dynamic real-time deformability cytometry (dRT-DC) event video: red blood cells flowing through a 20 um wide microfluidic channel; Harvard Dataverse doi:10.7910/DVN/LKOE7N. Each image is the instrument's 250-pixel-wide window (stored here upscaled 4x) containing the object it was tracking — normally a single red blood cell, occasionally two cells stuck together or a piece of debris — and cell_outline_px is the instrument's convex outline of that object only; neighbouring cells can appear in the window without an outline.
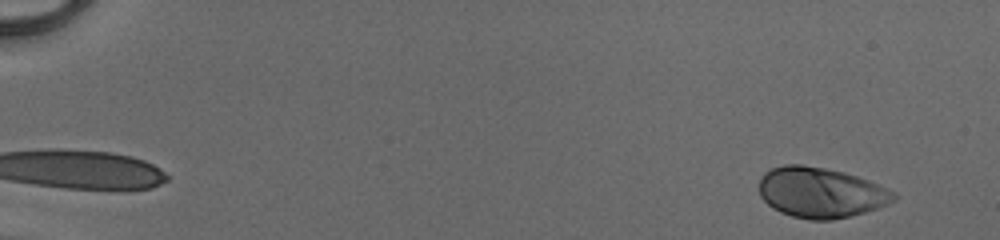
{"species": "human", "species_latin": "Homo sapiens", "temperature_condition": "cold", "stored_images_in_passage": 52, "camera_frame_rate_fps": 3000, "um_per_image_px": 0.085, "donor": {"sex": "male"}, "frame": {"image": 1, "passage_image": 4, "time_ms": 1.0, "image_size_px": [1000, 240], "cell_outline_px": [[896, 200], [888, 204], [864, 212], [832, 220], [808, 220], [792, 216], [780, 212], [772, 208], [760, 196], [760, 176], [764, 172], [772, 168], [784, 164], [804, 164], [844, 172], [868, 180], [896, 192]], "centroid_in_image_um": [69.74, 16.36], "position_along_channel_um": 15.3, "area_um2": 39.59}}
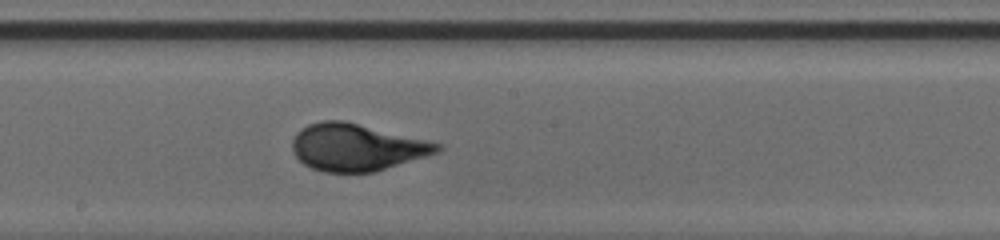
{"frame": {"image": 2, "passage_image": 31, "time_ms": 10.0, "image_size_px": [1000, 240], "cell_outline_px": [[444, 148], [440, 152], [428, 156], [376, 172], [324, 172], [312, 168], [304, 164], [292, 152], [292, 140], [296, 132], [300, 128], [308, 124], [320, 120], [344, 120], [428, 140], [444, 144]], "centroid_in_image_um": [30.34, 12.51], "position_along_channel_um": 217.9, "area_um2": 40.29}}
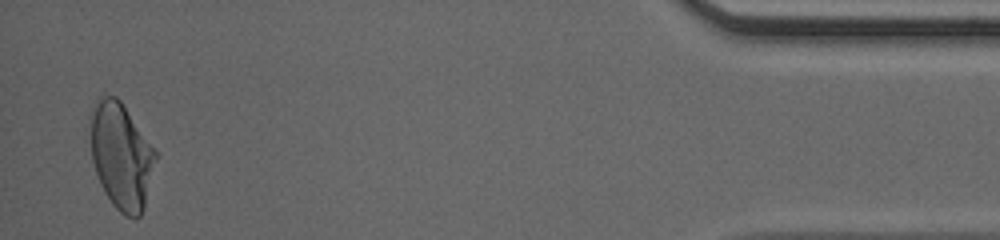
{"frame": {"image": 3, "passage_image": 51, "time_ms": 16.667, "image_size_px": [1000, 240], "cell_outline_px": [[156, 156], [144, 208], [140, 216], [136, 220], [132, 220], [124, 216], [112, 204], [104, 192], [100, 184], [92, 160], [92, 116], [96, 104], [104, 96], [116, 96], [120, 100], [156, 148]], "centroid_in_image_um": [10.35, 13.32], "position_along_channel_um": 424.9, "area_um2": 39.82}, "authors_computed_cell_mechanics": {"area_um2": 38.7549, "velocity_mm_per_s": 4.1193, "shape_relaxation_time_tau1_ms": 3.9076, "shape_relaxation_time_tau2_ms": null, "deformation_change_tau1": 0.1743, "deformation_change_tau2": null}}